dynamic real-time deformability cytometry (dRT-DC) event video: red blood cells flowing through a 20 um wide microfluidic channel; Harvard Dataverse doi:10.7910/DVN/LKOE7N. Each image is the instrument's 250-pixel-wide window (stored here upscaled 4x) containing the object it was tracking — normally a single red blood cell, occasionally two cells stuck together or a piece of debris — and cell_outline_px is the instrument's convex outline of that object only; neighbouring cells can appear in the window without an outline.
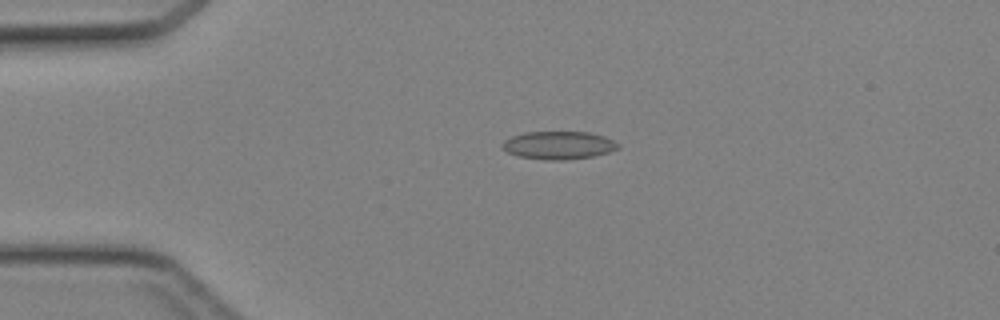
{"species": "Egyptian fruit bat (a non-hibernating species)", "species_latin": "Rousettus aegyptiacus", "temperature_condition": "cold", "stored_images_in_passage": 46, "camera_frame_rate_fps": 3000, "um_per_image_px": 0.085, "animal": {"sex": "female"}, "frame": {"image": 1, "passage_image": 11, "time_ms": 3.333, "image_size_px": [1000, 320], "cell_outline_px": [[620, 148], [596, 156], [564, 160], [544, 160], [520, 156], [508, 152], [500, 148], [500, 144], [504, 140], [512, 136], [524, 132], [588, 132], [604, 136], [620, 144]], "centroid_in_image_um": [47.47, 12.35], "position_along_channel_um": 37.5, "area_um2": 19.02}}
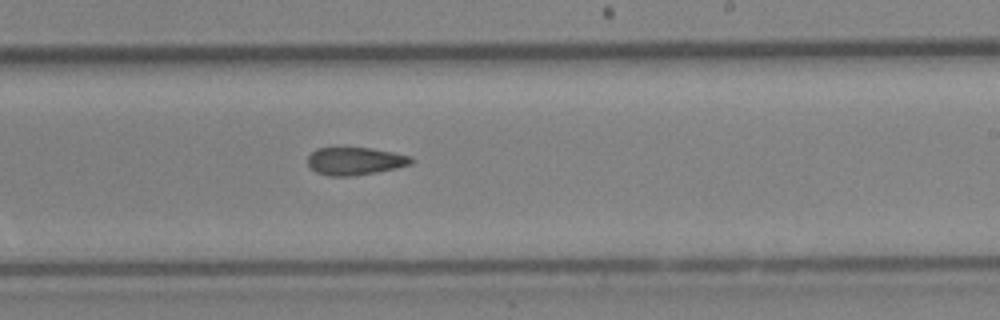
{"frame": {"image": 2, "passage_image": 28, "time_ms": 9.0, "image_size_px": [1000, 320], "cell_outline_px": [[416, 160], [412, 164], [396, 168], [376, 172], [352, 176], [328, 176], [316, 172], [308, 164], [308, 156], [316, 148], [372, 148], [412, 156]], "centroid_in_image_um": [30.22, 13.69], "position_along_channel_um": 258.8, "area_um2": 16.76}}
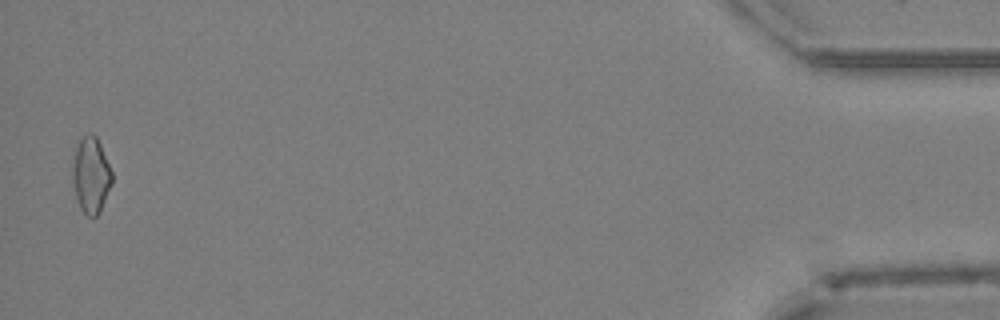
{"frame": {"image": 3, "passage_image": 45, "time_ms": 14.667, "image_size_px": [1000, 320], "cell_outline_px": [[112, 184], [100, 212], [96, 216], [88, 216], [80, 208], [76, 196], [72, 180], [72, 164], [76, 148], [80, 140], [88, 132], [92, 132], [96, 136], [100, 144], [112, 172]], "centroid_in_image_um": [7.73, 14.88], "position_along_channel_um": 427.5, "area_um2": 17.4}}